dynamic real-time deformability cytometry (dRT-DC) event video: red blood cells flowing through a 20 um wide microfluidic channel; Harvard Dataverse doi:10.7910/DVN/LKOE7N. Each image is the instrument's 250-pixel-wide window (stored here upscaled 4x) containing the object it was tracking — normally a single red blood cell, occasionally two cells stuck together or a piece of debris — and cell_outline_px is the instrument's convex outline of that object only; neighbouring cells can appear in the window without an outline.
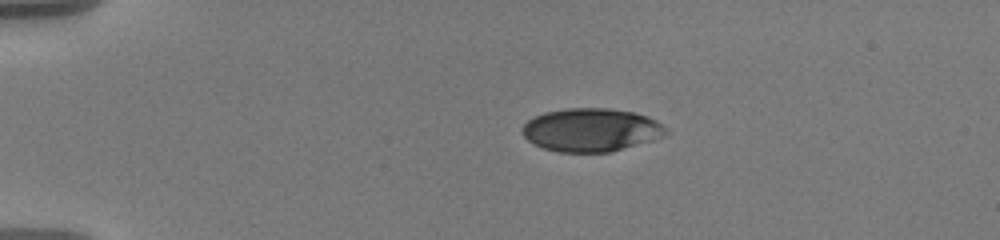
{"species": "human", "species_latin": "Homo sapiens", "temperature_condition": "warm", "stored_images_in_passage": 12, "camera_frame_rate_fps": 3000, "um_per_image_px": 0.085, "donor": {"sex": "male"}, "frame": {"image": 1, "passage_image": 1, "time_ms": 0.0, "image_size_px": [1000, 240], "cell_outline_px": [[664, 132], [660, 136], [652, 140], [612, 152], [560, 152], [544, 148], [528, 140], [524, 136], [524, 124], [528, 120], [544, 112], [568, 108], [608, 108], [636, 112], [648, 116], [656, 120], [664, 128]], "centroid_in_image_um": [50.24, 11.03], "position_along_channel_um": 34.8, "area_um2": 35.78}}
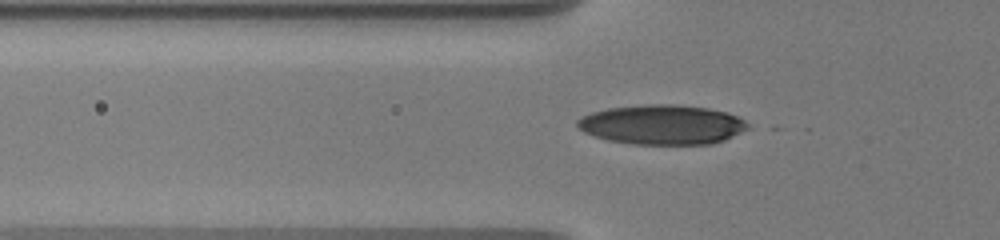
{"frame": {"image": 2, "passage_image": 10, "time_ms": 2.667, "image_size_px": [1000, 240], "cell_outline_px": [[748, 128], [724, 140], [712, 144], [632, 144], [608, 140], [584, 132], [576, 124], [576, 120], [580, 116], [592, 112], [608, 108], [652, 104], [672, 104], [708, 108], [728, 112], [744, 120], [748, 124]], "centroid_in_image_um": [56.27, 10.59], "position_along_channel_um": 69.5, "area_um2": 39.25}}